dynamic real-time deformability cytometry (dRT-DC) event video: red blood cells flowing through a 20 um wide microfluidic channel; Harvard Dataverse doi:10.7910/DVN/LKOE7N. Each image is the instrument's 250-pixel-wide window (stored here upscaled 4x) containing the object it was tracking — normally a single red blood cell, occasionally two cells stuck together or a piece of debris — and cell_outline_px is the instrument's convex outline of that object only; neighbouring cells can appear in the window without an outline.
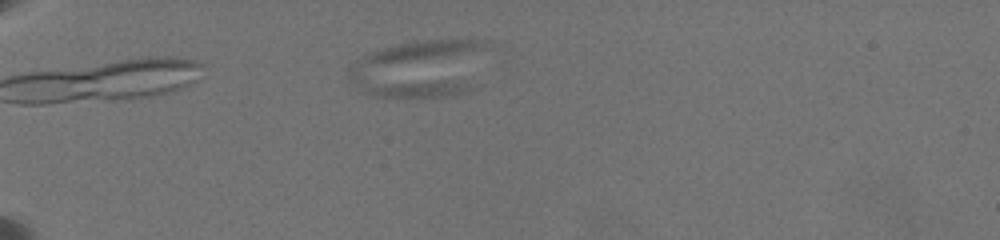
{"species": "common noctule bat (a hibernating species)", "species_latin": "Nyctalus noctula", "temperature_condition": "warm", "stored_images_in_passage": 27, "segment_of_instrument_passage": [1, 2], "camera_frame_rate_fps": 3000, "um_per_image_px": 0.085, "animal": {"sex": "female", "body_mass_g": 19.5, "forearm_length_mm": 54.1}, "frame": {"image": 1, "passage_image": 1, "time_ms": 0.0, "image_size_px": [1000, 240], "cell_outline_px": [[464, 88], [460, 92], [440, 96], [392, 96], [372, 92], [352, 80], [352, 72], [360, 68], [444, 80]], "centroid_in_image_um": [34.23, 7.15], "position_along_channel_um": 50.8, "area_um2": 14.39}}